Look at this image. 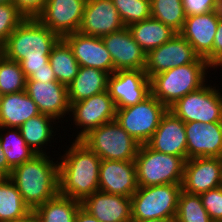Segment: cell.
I'll return each mask as SVG.
<instances>
[{
    "label": "cell",
    "mask_w": 222,
    "mask_h": 222,
    "mask_svg": "<svg viewBox=\"0 0 222 222\" xmlns=\"http://www.w3.org/2000/svg\"><path fill=\"white\" fill-rule=\"evenodd\" d=\"M60 37L37 18H25L1 46V53L19 62L26 78L41 69H52L49 55Z\"/></svg>",
    "instance_id": "1"
},
{
    "label": "cell",
    "mask_w": 222,
    "mask_h": 222,
    "mask_svg": "<svg viewBox=\"0 0 222 222\" xmlns=\"http://www.w3.org/2000/svg\"><path fill=\"white\" fill-rule=\"evenodd\" d=\"M59 158V193L82 202L99 190L101 158L80 140H74Z\"/></svg>",
    "instance_id": "2"
},
{
    "label": "cell",
    "mask_w": 222,
    "mask_h": 222,
    "mask_svg": "<svg viewBox=\"0 0 222 222\" xmlns=\"http://www.w3.org/2000/svg\"><path fill=\"white\" fill-rule=\"evenodd\" d=\"M50 158L36 154L15 167L9 176L31 210L59 194V162Z\"/></svg>",
    "instance_id": "3"
},
{
    "label": "cell",
    "mask_w": 222,
    "mask_h": 222,
    "mask_svg": "<svg viewBox=\"0 0 222 222\" xmlns=\"http://www.w3.org/2000/svg\"><path fill=\"white\" fill-rule=\"evenodd\" d=\"M212 66L205 58L175 67L150 78L151 94L167 108L185 95L200 89L206 83V70Z\"/></svg>",
    "instance_id": "4"
},
{
    "label": "cell",
    "mask_w": 222,
    "mask_h": 222,
    "mask_svg": "<svg viewBox=\"0 0 222 222\" xmlns=\"http://www.w3.org/2000/svg\"><path fill=\"white\" fill-rule=\"evenodd\" d=\"M185 159L140 145L134 159L138 187L182 184Z\"/></svg>",
    "instance_id": "5"
},
{
    "label": "cell",
    "mask_w": 222,
    "mask_h": 222,
    "mask_svg": "<svg viewBox=\"0 0 222 222\" xmlns=\"http://www.w3.org/2000/svg\"><path fill=\"white\" fill-rule=\"evenodd\" d=\"M80 141L101 160L134 161L140 146L116 120L91 130Z\"/></svg>",
    "instance_id": "6"
},
{
    "label": "cell",
    "mask_w": 222,
    "mask_h": 222,
    "mask_svg": "<svg viewBox=\"0 0 222 222\" xmlns=\"http://www.w3.org/2000/svg\"><path fill=\"white\" fill-rule=\"evenodd\" d=\"M181 184L138 187L131 196L132 219H175Z\"/></svg>",
    "instance_id": "7"
},
{
    "label": "cell",
    "mask_w": 222,
    "mask_h": 222,
    "mask_svg": "<svg viewBox=\"0 0 222 222\" xmlns=\"http://www.w3.org/2000/svg\"><path fill=\"white\" fill-rule=\"evenodd\" d=\"M168 108L150 94L143 101L126 108L116 109V122L140 145L154 134Z\"/></svg>",
    "instance_id": "8"
},
{
    "label": "cell",
    "mask_w": 222,
    "mask_h": 222,
    "mask_svg": "<svg viewBox=\"0 0 222 222\" xmlns=\"http://www.w3.org/2000/svg\"><path fill=\"white\" fill-rule=\"evenodd\" d=\"M206 84L177 100L168 108L175 116L186 122H222V94Z\"/></svg>",
    "instance_id": "9"
},
{
    "label": "cell",
    "mask_w": 222,
    "mask_h": 222,
    "mask_svg": "<svg viewBox=\"0 0 222 222\" xmlns=\"http://www.w3.org/2000/svg\"><path fill=\"white\" fill-rule=\"evenodd\" d=\"M200 58L189 42L177 33L166 43L147 53L144 71L150 79L163 71L197 62Z\"/></svg>",
    "instance_id": "10"
},
{
    "label": "cell",
    "mask_w": 222,
    "mask_h": 222,
    "mask_svg": "<svg viewBox=\"0 0 222 222\" xmlns=\"http://www.w3.org/2000/svg\"><path fill=\"white\" fill-rule=\"evenodd\" d=\"M70 112L79 131L75 140H81L91 130L115 120L116 107L108 90L82 101L71 103Z\"/></svg>",
    "instance_id": "11"
},
{
    "label": "cell",
    "mask_w": 222,
    "mask_h": 222,
    "mask_svg": "<svg viewBox=\"0 0 222 222\" xmlns=\"http://www.w3.org/2000/svg\"><path fill=\"white\" fill-rule=\"evenodd\" d=\"M107 90L116 109L126 108L151 94L150 79L144 70H118L109 75Z\"/></svg>",
    "instance_id": "12"
},
{
    "label": "cell",
    "mask_w": 222,
    "mask_h": 222,
    "mask_svg": "<svg viewBox=\"0 0 222 222\" xmlns=\"http://www.w3.org/2000/svg\"><path fill=\"white\" fill-rule=\"evenodd\" d=\"M87 0H47L36 17L60 38L78 32Z\"/></svg>",
    "instance_id": "13"
},
{
    "label": "cell",
    "mask_w": 222,
    "mask_h": 222,
    "mask_svg": "<svg viewBox=\"0 0 222 222\" xmlns=\"http://www.w3.org/2000/svg\"><path fill=\"white\" fill-rule=\"evenodd\" d=\"M182 190L200 195L222 186V158L195 157L185 161Z\"/></svg>",
    "instance_id": "14"
},
{
    "label": "cell",
    "mask_w": 222,
    "mask_h": 222,
    "mask_svg": "<svg viewBox=\"0 0 222 222\" xmlns=\"http://www.w3.org/2000/svg\"><path fill=\"white\" fill-rule=\"evenodd\" d=\"M110 53L114 72L118 70H144L146 52L136 43L128 27L101 37Z\"/></svg>",
    "instance_id": "15"
},
{
    "label": "cell",
    "mask_w": 222,
    "mask_h": 222,
    "mask_svg": "<svg viewBox=\"0 0 222 222\" xmlns=\"http://www.w3.org/2000/svg\"><path fill=\"white\" fill-rule=\"evenodd\" d=\"M124 27L112 0H87L78 32L101 38Z\"/></svg>",
    "instance_id": "16"
},
{
    "label": "cell",
    "mask_w": 222,
    "mask_h": 222,
    "mask_svg": "<svg viewBox=\"0 0 222 222\" xmlns=\"http://www.w3.org/2000/svg\"><path fill=\"white\" fill-rule=\"evenodd\" d=\"M187 160L195 157L222 158V122H186Z\"/></svg>",
    "instance_id": "17"
},
{
    "label": "cell",
    "mask_w": 222,
    "mask_h": 222,
    "mask_svg": "<svg viewBox=\"0 0 222 222\" xmlns=\"http://www.w3.org/2000/svg\"><path fill=\"white\" fill-rule=\"evenodd\" d=\"M219 18L214 11L187 16L179 32L194 48L195 52L213 68V44Z\"/></svg>",
    "instance_id": "18"
},
{
    "label": "cell",
    "mask_w": 222,
    "mask_h": 222,
    "mask_svg": "<svg viewBox=\"0 0 222 222\" xmlns=\"http://www.w3.org/2000/svg\"><path fill=\"white\" fill-rule=\"evenodd\" d=\"M136 165L134 161L101 160L99 190L129 197L137 191Z\"/></svg>",
    "instance_id": "19"
},
{
    "label": "cell",
    "mask_w": 222,
    "mask_h": 222,
    "mask_svg": "<svg viewBox=\"0 0 222 222\" xmlns=\"http://www.w3.org/2000/svg\"><path fill=\"white\" fill-rule=\"evenodd\" d=\"M146 145L154 151L183 157L187 160L185 123L167 110Z\"/></svg>",
    "instance_id": "20"
},
{
    "label": "cell",
    "mask_w": 222,
    "mask_h": 222,
    "mask_svg": "<svg viewBox=\"0 0 222 222\" xmlns=\"http://www.w3.org/2000/svg\"><path fill=\"white\" fill-rule=\"evenodd\" d=\"M63 39L71 47L80 66L97 68L109 75L114 72L111 55L100 37L75 32L65 35Z\"/></svg>",
    "instance_id": "21"
},
{
    "label": "cell",
    "mask_w": 222,
    "mask_h": 222,
    "mask_svg": "<svg viewBox=\"0 0 222 222\" xmlns=\"http://www.w3.org/2000/svg\"><path fill=\"white\" fill-rule=\"evenodd\" d=\"M26 93L36 103L41 114L49 115L56 120L70 115L68 88L59 82L42 83L26 81Z\"/></svg>",
    "instance_id": "22"
},
{
    "label": "cell",
    "mask_w": 222,
    "mask_h": 222,
    "mask_svg": "<svg viewBox=\"0 0 222 222\" xmlns=\"http://www.w3.org/2000/svg\"><path fill=\"white\" fill-rule=\"evenodd\" d=\"M81 207L100 222H130L131 198L96 191L81 202Z\"/></svg>",
    "instance_id": "23"
},
{
    "label": "cell",
    "mask_w": 222,
    "mask_h": 222,
    "mask_svg": "<svg viewBox=\"0 0 222 222\" xmlns=\"http://www.w3.org/2000/svg\"><path fill=\"white\" fill-rule=\"evenodd\" d=\"M41 114L26 91L0 96V129L19 128L30 118Z\"/></svg>",
    "instance_id": "24"
},
{
    "label": "cell",
    "mask_w": 222,
    "mask_h": 222,
    "mask_svg": "<svg viewBox=\"0 0 222 222\" xmlns=\"http://www.w3.org/2000/svg\"><path fill=\"white\" fill-rule=\"evenodd\" d=\"M109 74L97 68L80 66L76 77L69 84V103H76L107 91Z\"/></svg>",
    "instance_id": "25"
},
{
    "label": "cell",
    "mask_w": 222,
    "mask_h": 222,
    "mask_svg": "<svg viewBox=\"0 0 222 222\" xmlns=\"http://www.w3.org/2000/svg\"><path fill=\"white\" fill-rule=\"evenodd\" d=\"M136 43L146 52L155 49L177 34L167 26L152 17L128 27Z\"/></svg>",
    "instance_id": "26"
},
{
    "label": "cell",
    "mask_w": 222,
    "mask_h": 222,
    "mask_svg": "<svg viewBox=\"0 0 222 222\" xmlns=\"http://www.w3.org/2000/svg\"><path fill=\"white\" fill-rule=\"evenodd\" d=\"M54 120L56 119L49 115L39 114L30 118L19 127L25 143L35 154H46L43 145H48L47 143L53 136L52 133L54 131L51 125L55 124Z\"/></svg>",
    "instance_id": "27"
},
{
    "label": "cell",
    "mask_w": 222,
    "mask_h": 222,
    "mask_svg": "<svg viewBox=\"0 0 222 222\" xmlns=\"http://www.w3.org/2000/svg\"><path fill=\"white\" fill-rule=\"evenodd\" d=\"M49 64L56 80L67 87L76 77L80 67L71 47L63 38H60L53 46L49 55Z\"/></svg>",
    "instance_id": "28"
},
{
    "label": "cell",
    "mask_w": 222,
    "mask_h": 222,
    "mask_svg": "<svg viewBox=\"0 0 222 222\" xmlns=\"http://www.w3.org/2000/svg\"><path fill=\"white\" fill-rule=\"evenodd\" d=\"M80 207V201L59 193L38 206L34 212L37 214L40 222H74L76 212Z\"/></svg>",
    "instance_id": "29"
},
{
    "label": "cell",
    "mask_w": 222,
    "mask_h": 222,
    "mask_svg": "<svg viewBox=\"0 0 222 222\" xmlns=\"http://www.w3.org/2000/svg\"><path fill=\"white\" fill-rule=\"evenodd\" d=\"M30 211L15 183L9 177H4L0 181V222L21 218Z\"/></svg>",
    "instance_id": "30"
},
{
    "label": "cell",
    "mask_w": 222,
    "mask_h": 222,
    "mask_svg": "<svg viewBox=\"0 0 222 222\" xmlns=\"http://www.w3.org/2000/svg\"><path fill=\"white\" fill-rule=\"evenodd\" d=\"M8 129L9 131L4 134L5 136L3 134L0 135V145L8 162L9 177L15 167L30 160L36 154L25 143L19 128Z\"/></svg>",
    "instance_id": "31"
},
{
    "label": "cell",
    "mask_w": 222,
    "mask_h": 222,
    "mask_svg": "<svg viewBox=\"0 0 222 222\" xmlns=\"http://www.w3.org/2000/svg\"><path fill=\"white\" fill-rule=\"evenodd\" d=\"M151 17L179 33L186 19L182 0H151Z\"/></svg>",
    "instance_id": "32"
},
{
    "label": "cell",
    "mask_w": 222,
    "mask_h": 222,
    "mask_svg": "<svg viewBox=\"0 0 222 222\" xmlns=\"http://www.w3.org/2000/svg\"><path fill=\"white\" fill-rule=\"evenodd\" d=\"M27 78L19 62L0 55V96L25 91Z\"/></svg>",
    "instance_id": "33"
},
{
    "label": "cell",
    "mask_w": 222,
    "mask_h": 222,
    "mask_svg": "<svg viewBox=\"0 0 222 222\" xmlns=\"http://www.w3.org/2000/svg\"><path fill=\"white\" fill-rule=\"evenodd\" d=\"M174 222H213L202 204L200 195L181 191Z\"/></svg>",
    "instance_id": "34"
},
{
    "label": "cell",
    "mask_w": 222,
    "mask_h": 222,
    "mask_svg": "<svg viewBox=\"0 0 222 222\" xmlns=\"http://www.w3.org/2000/svg\"><path fill=\"white\" fill-rule=\"evenodd\" d=\"M125 25L141 22L151 17V0H112Z\"/></svg>",
    "instance_id": "35"
},
{
    "label": "cell",
    "mask_w": 222,
    "mask_h": 222,
    "mask_svg": "<svg viewBox=\"0 0 222 222\" xmlns=\"http://www.w3.org/2000/svg\"><path fill=\"white\" fill-rule=\"evenodd\" d=\"M24 19L12 2L0 4V46Z\"/></svg>",
    "instance_id": "36"
},
{
    "label": "cell",
    "mask_w": 222,
    "mask_h": 222,
    "mask_svg": "<svg viewBox=\"0 0 222 222\" xmlns=\"http://www.w3.org/2000/svg\"><path fill=\"white\" fill-rule=\"evenodd\" d=\"M200 197L213 222H222V186L210 189Z\"/></svg>",
    "instance_id": "37"
},
{
    "label": "cell",
    "mask_w": 222,
    "mask_h": 222,
    "mask_svg": "<svg viewBox=\"0 0 222 222\" xmlns=\"http://www.w3.org/2000/svg\"><path fill=\"white\" fill-rule=\"evenodd\" d=\"M182 3L187 17L214 11L217 0H182Z\"/></svg>",
    "instance_id": "38"
},
{
    "label": "cell",
    "mask_w": 222,
    "mask_h": 222,
    "mask_svg": "<svg viewBox=\"0 0 222 222\" xmlns=\"http://www.w3.org/2000/svg\"><path fill=\"white\" fill-rule=\"evenodd\" d=\"M47 0H12L25 18H36L44 9Z\"/></svg>",
    "instance_id": "39"
},
{
    "label": "cell",
    "mask_w": 222,
    "mask_h": 222,
    "mask_svg": "<svg viewBox=\"0 0 222 222\" xmlns=\"http://www.w3.org/2000/svg\"><path fill=\"white\" fill-rule=\"evenodd\" d=\"M213 44V68L222 66V20H219Z\"/></svg>",
    "instance_id": "40"
},
{
    "label": "cell",
    "mask_w": 222,
    "mask_h": 222,
    "mask_svg": "<svg viewBox=\"0 0 222 222\" xmlns=\"http://www.w3.org/2000/svg\"><path fill=\"white\" fill-rule=\"evenodd\" d=\"M27 81H40L44 83L58 82L52 69H41L31 74Z\"/></svg>",
    "instance_id": "41"
},
{
    "label": "cell",
    "mask_w": 222,
    "mask_h": 222,
    "mask_svg": "<svg viewBox=\"0 0 222 222\" xmlns=\"http://www.w3.org/2000/svg\"><path fill=\"white\" fill-rule=\"evenodd\" d=\"M74 222H100L94 216L90 215L85 209L82 207L76 212V217Z\"/></svg>",
    "instance_id": "42"
},
{
    "label": "cell",
    "mask_w": 222,
    "mask_h": 222,
    "mask_svg": "<svg viewBox=\"0 0 222 222\" xmlns=\"http://www.w3.org/2000/svg\"><path fill=\"white\" fill-rule=\"evenodd\" d=\"M8 222H40V220L34 210H31L25 216Z\"/></svg>",
    "instance_id": "43"
},
{
    "label": "cell",
    "mask_w": 222,
    "mask_h": 222,
    "mask_svg": "<svg viewBox=\"0 0 222 222\" xmlns=\"http://www.w3.org/2000/svg\"><path fill=\"white\" fill-rule=\"evenodd\" d=\"M0 172L5 176L8 177V162L6 156L2 150L0 145Z\"/></svg>",
    "instance_id": "44"
},
{
    "label": "cell",
    "mask_w": 222,
    "mask_h": 222,
    "mask_svg": "<svg viewBox=\"0 0 222 222\" xmlns=\"http://www.w3.org/2000/svg\"><path fill=\"white\" fill-rule=\"evenodd\" d=\"M214 12L219 20H222V0H217Z\"/></svg>",
    "instance_id": "45"
},
{
    "label": "cell",
    "mask_w": 222,
    "mask_h": 222,
    "mask_svg": "<svg viewBox=\"0 0 222 222\" xmlns=\"http://www.w3.org/2000/svg\"><path fill=\"white\" fill-rule=\"evenodd\" d=\"M175 219H148V220H137L132 219L130 222H174Z\"/></svg>",
    "instance_id": "46"
},
{
    "label": "cell",
    "mask_w": 222,
    "mask_h": 222,
    "mask_svg": "<svg viewBox=\"0 0 222 222\" xmlns=\"http://www.w3.org/2000/svg\"><path fill=\"white\" fill-rule=\"evenodd\" d=\"M12 0H0V4L11 3Z\"/></svg>",
    "instance_id": "47"
},
{
    "label": "cell",
    "mask_w": 222,
    "mask_h": 222,
    "mask_svg": "<svg viewBox=\"0 0 222 222\" xmlns=\"http://www.w3.org/2000/svg\"><path fill=\"white\" fill-rule=\"evenodd\" d=\"M5 176L0 172V181L4 178Z\"/></svg>",
    "instance_id": "48"
}]
</instances>
